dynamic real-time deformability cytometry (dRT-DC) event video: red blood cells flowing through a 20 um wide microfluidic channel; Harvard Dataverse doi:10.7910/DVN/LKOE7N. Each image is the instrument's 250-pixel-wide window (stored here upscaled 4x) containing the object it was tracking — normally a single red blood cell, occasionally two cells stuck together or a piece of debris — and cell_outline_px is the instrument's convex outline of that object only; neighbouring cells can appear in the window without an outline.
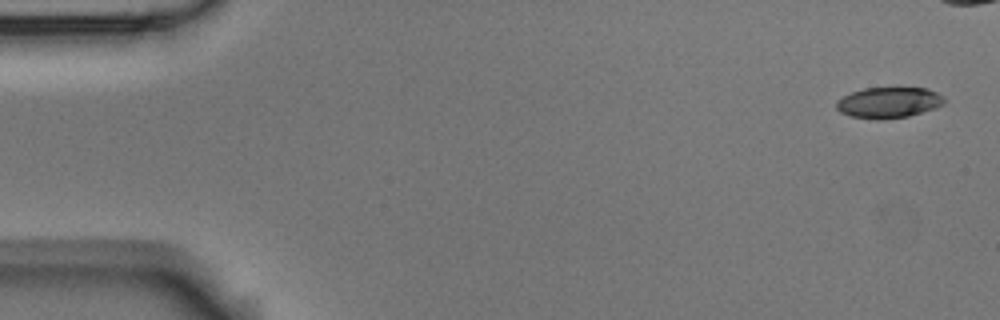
{"species": "Egyptian fruit bat (a non-hibernating species)", "species_latin": "Rousettus aegyptiacus", "temperature_condition": "room temperature", "stored_images_in_passage": 4, "camera_frame_rate_fps": 3000, "um_per_image_px": 0.085, "animal": {"sex": "male"}, "frame": {"image": 1, "passage_image": 1, "time_ms": 0.0, "image_size_px": [1000, 320], "cell_outline_px": [[944, 104], [936, 108], [908, 116], [876, 120], [848, 116], [840, 112], [836, 108], [836, 100], [852, 92], [864, 88], [928, 88], [944, 96]], "centroid_in_image_um": [75.53, 8.72], "position_along_channel_um": 9.5, "area_um2": 19.48}}